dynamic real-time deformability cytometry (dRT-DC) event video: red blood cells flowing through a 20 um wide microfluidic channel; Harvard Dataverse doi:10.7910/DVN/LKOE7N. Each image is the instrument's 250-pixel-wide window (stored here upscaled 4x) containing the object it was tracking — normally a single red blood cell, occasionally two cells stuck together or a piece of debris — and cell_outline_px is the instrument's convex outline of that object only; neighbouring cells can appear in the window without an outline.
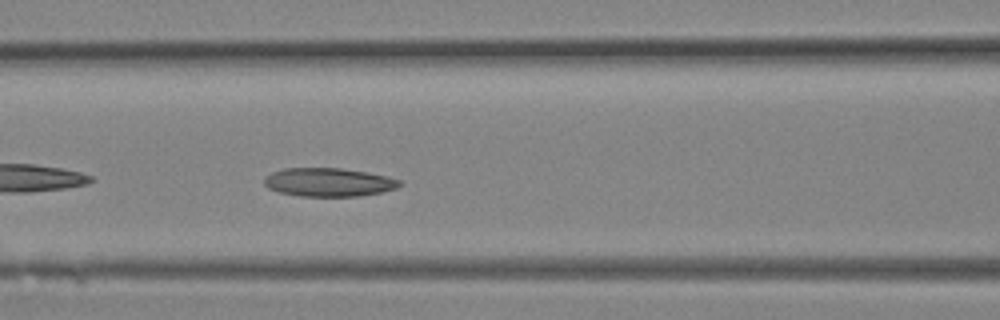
{"species": "Egyptian fruit bat (a non-hibernating species)", "species_latin": "Rousettus aegyptiacus", "temperature_condition": "room temperature", "stored_images_in_passage": 4, "camera_frame_rate_fps": 3000, "um_per_image_px": 0.085, "animal": {"sex": "female"}, "frame": {"image": 1, "passage_image": 4, "time_ms": 1.0, "image_size_px": [1000, 320], "cell_outline_px": [[404, 184], [396, 188], [380, 192], [360, 196], [300, 196], [280, 192], [268, 188], [264, 184], [264, 176], [272, 172], [284, 168], [340, 168], [368, 172], [388, 176], [400, 180]], "centroid_in_image_um": [27.94, 15.48], "position_along_channel_um": 138.7, "area_um2": 22.6}}